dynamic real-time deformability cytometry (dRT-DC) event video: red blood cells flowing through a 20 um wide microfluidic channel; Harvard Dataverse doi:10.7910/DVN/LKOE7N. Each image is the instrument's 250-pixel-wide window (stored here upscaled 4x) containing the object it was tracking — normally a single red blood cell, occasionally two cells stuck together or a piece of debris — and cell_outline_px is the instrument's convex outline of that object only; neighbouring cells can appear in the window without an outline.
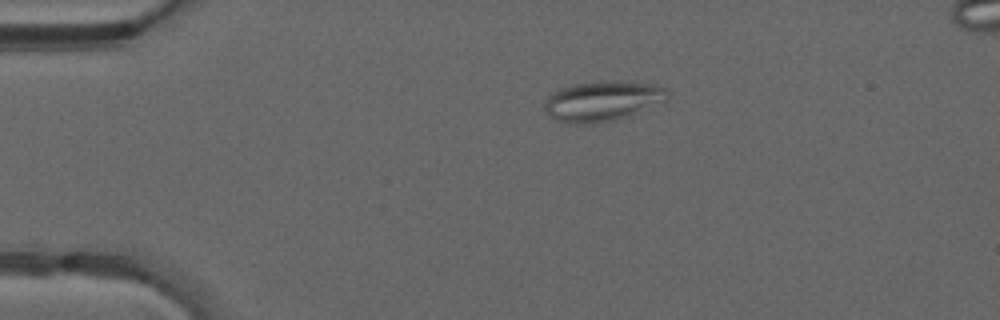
{"species": "common noctule bat (a hibernating species)", "species_latin": "Nyctalus noctula", "temperature_condition": "warm", "stored_images_in_passage": 43, "camera_frame_rate_fps": 3000, "um_per_image_px": 0.085, "animal": {"sex": "male", "forearm_length_mm": 52.5}, "frame": {"image": 1, "passage_image": 5, "time_ms": 1.333, "image_size_px": [1000, 320], "cell_outline_px": [[668, 96], [628, 116], [616, 120], [592, 124], [568, 124], [556, 120], [548, 116], [544, 108], [544, 100], [552, 92], [560, 88], [576, 84], [604, 80], [612, 80], [656, 84], [664, 88], [668, 92]], "centroid_in_image_um": [51.09, 8.59], "position_along_channel_um": 33.9, "area_um2": 28.61}}
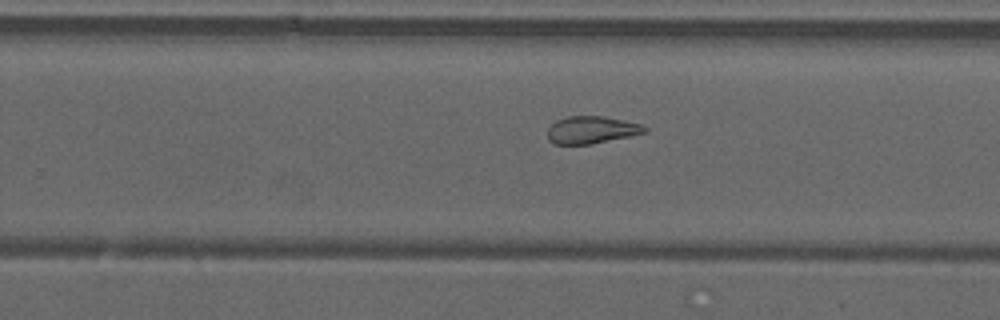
{"frame": {"image": 2, "passage_image": 26, "time_ms": 8.333, "image_size_px": [1000, 320], "cell_outline_px": [[648, 132], [592, 144], [552, 144], [548, 140], [548, 128], [556, 120], [568, 116], [604, 116], [640, 124], [648, 128]], "centroid_in_image_um": [50.26, 11.04], "position_along_channel_um": 279.5, "area_um2": 15.49}}
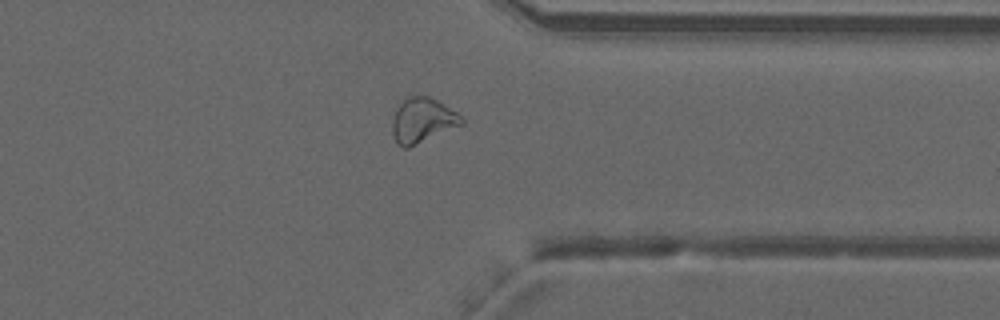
{"frame": {"image": 3, "passage_image": 33, "time_ms": 10.667, "image_size_px": [1000, 320], "cell_outline_px": [[464, 124], [408, 148], [404, 148], [396, 140], [392, 132], [392, 120], [396, 108], [408, 96], [428, 96], [436, 100], [456, 112], [464, 120]], "centroid_in_image_um": [35.9, 10.23], "position_along_channel_um": 375.5, "area_um2": 17.86}, "authors_computed_cell_mechanics": {"area_um2": 19.5364, "velocity_mm_per_s": 4.232, "shape_relaxation_time_tau1_ms": null, "shape_relaxation_time_tau2_ms": 2.37, "deformation_change_tau1": null, "deformation_change_tau2": 0.1043}}